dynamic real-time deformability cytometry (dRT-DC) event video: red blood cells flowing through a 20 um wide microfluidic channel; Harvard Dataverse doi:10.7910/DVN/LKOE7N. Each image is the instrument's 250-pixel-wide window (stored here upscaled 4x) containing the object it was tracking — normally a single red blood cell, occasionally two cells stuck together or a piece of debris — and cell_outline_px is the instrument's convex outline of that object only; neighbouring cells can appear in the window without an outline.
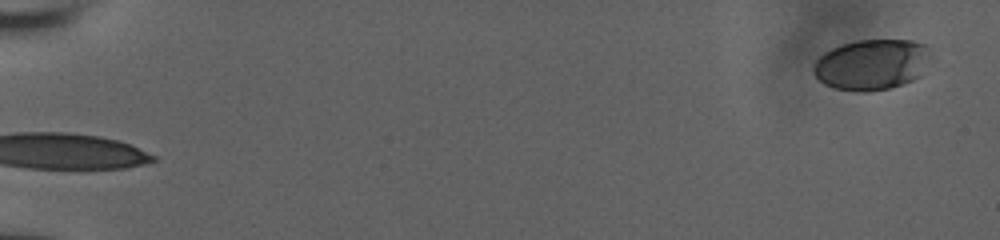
{"species": "human", "species_latin": "Homo sapiens", "temperature_condition": "room temperature", "stored_images_in_passage": 74, "camera_frame_rate_fps": 3000, "um_per_image_px": 0.085, "donor": {"sex": "male"}, "frame": {"image": 1, "passage_image": 1, "time_ms": 0.0, "image_size_px": [1000, 240], "cell_outline_px": [[932, 60], [920, 76], [904, 84], [888, 88], [868, 92], [856, 92], [836, 88], [824, 84], [816, 76], [816, 60], [824, 52], [840, 44], [856, 40], [912, 40], [924, 44], [932, 48]], "centroid_in_image_um": [74.19, 5.47], "position_along_channel_um": 10.8, "area_um2": 35.03}}
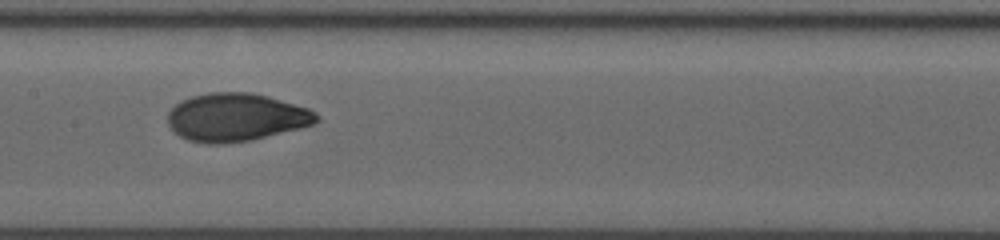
{"frame": {"image": 2, "passage_image": 48, "time_ms": 10.0, "image_size_px": [1000, 240], "cell_outline_px": [[320, 120], [312, 124], [300, 128], [252, 140], [220, 144], [204, 144], [188, 140], [180, 136], [168, 124], [168, 112], [176, 104], [192, 96], [208, 92], [252, 92], [268, 96], [308, 108], [316, 112], [320, 116]], "centroid_in_image_um": [20.08, 9.97], "position_along_channel_um": 187.3, "area_um2": 41.67}}
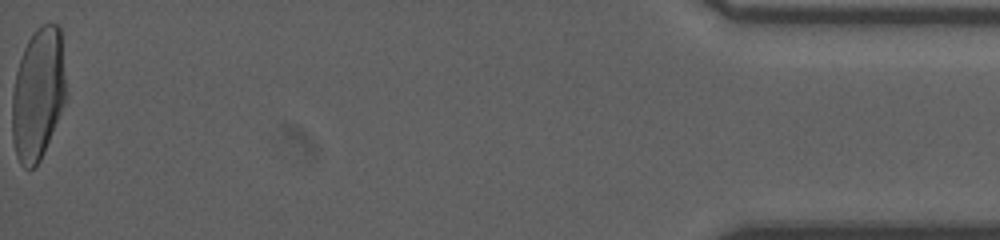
{"frame": {"image": 3, "passage_image": 74, "time_ms": 18.667, "image_size_px": [1000, 240], "cell_outline_px": [[64, 104], [44, 152], [40, 160], [32, 168], [24, 168], [20, 164], [16, 156], [12, 136], [12, 92], [16, 72], [24, 48], [28, 40], [36, 28], [44, 24], [60, 24], [64, 76]], "centroid_in_image_um": [3.2, 8.0], "position_along_channel_um": 432.0, "area_um2": 41.04}, "authors_computed_cell_mechanics": {"area_um2": 39.882, "velocity_mm_per_s": 3.8413, "shape_relaxation_time_tau1_ms": 4.2631, "shape_relaxation_time_tau2_ms": null, "deformation_change_tau1": 0.1912, "deformation_change_tau2": null}}